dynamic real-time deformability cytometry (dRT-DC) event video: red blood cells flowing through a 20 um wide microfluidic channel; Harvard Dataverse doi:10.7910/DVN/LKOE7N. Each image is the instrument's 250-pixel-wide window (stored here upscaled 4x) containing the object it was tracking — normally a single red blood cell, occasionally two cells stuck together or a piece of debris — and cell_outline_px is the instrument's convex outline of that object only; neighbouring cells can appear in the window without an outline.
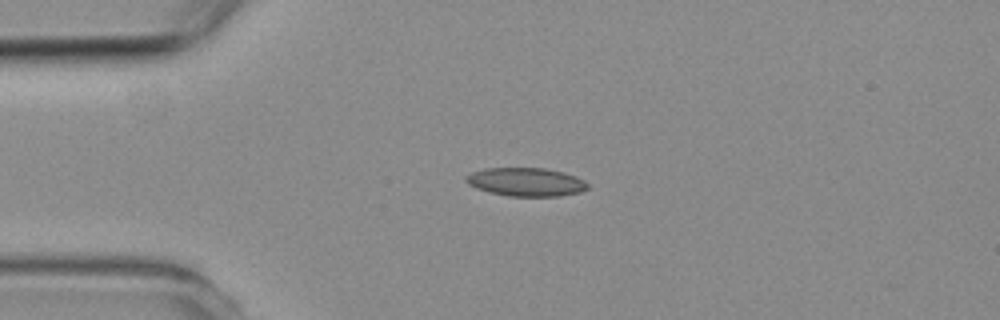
{"species": "common noctule bat (a hibernating species)", "species_latin": "Nyctalus noctula", "temperature_condition": "room temperature", "stored_images_in_passage": 3, "camera_frame_rate_fps": 3000, "um_per_image_px": 0.085, "animal": {"sex": "female", "body_mass_g": 19.3, "forearm_length_mm": 54.1}, "frame": {"image": 1, "passage_image": 3, "time_ms": 2.333, "image_size_px": [1000, 320], "cell_outline_px": [[588, 188], [580, 192], [560, 196], [508, 196], [476, 188], [468, 184], [464, 180], [464, 176], [472, 172], [484, 168], [544, 168], [564, 172], [576, 176], [584, 180], [588, 184]], "centroid_in_image_um": [44.71, 15.46], "position_along_channel_um": 40.3, "area_um2": 20.23}}